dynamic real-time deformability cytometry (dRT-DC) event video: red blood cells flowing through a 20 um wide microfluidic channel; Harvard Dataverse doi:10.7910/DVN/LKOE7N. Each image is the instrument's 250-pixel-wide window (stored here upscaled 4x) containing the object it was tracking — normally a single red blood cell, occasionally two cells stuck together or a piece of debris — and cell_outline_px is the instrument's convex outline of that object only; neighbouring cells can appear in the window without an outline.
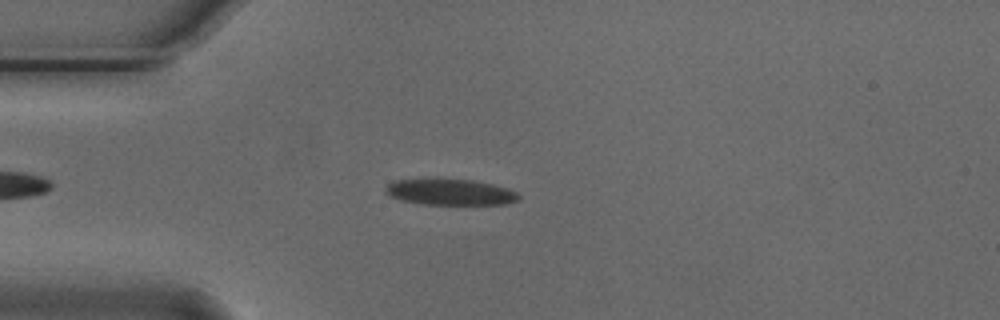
{"species": "Egyptian fruit bat (a non-hibernating species)", "species_latin": "Rousettus aegyptiacus", "temperature_condition": "cold", "stored_images_in_passage": 49, "camera_frame_rate_fps": 3000, "um_per_image_px": 0.085, "animal": {"sex": "male"}, "frame": {"image": 1, "passage_image": 9, "time_ms": 2.667, "image_size_px": [1000, 320], "cell_outline_px": [[520, 200], [508, 204], [420, 204], [400, 200], [388, 196], [384, 192], [384, 188], [392, 180], [436, 176], [472, 180], [492, 184], [508, 188], [516, 192], [520, 196]], "centroid_in_image_um": [38.18, 16.28], "position_along_channel_um": 46.8, "area_um2": 21.27}}
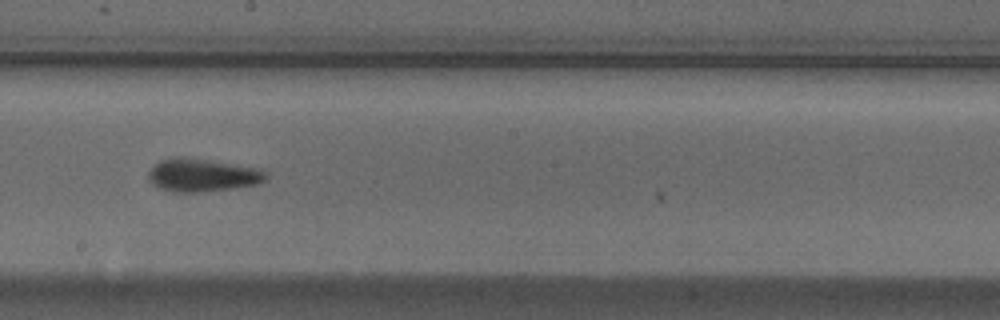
{"frame": {"image": 2, "passage_image": 25, "time_ms": 8.0, "image_size_px": [1000, 320], "cell_outline_px": [[268, 180], [256, 184], [236, 188], [200, 192], [172, 192], [160, 188], [152, 184], [148, 180], [148, 172], [160, 160], [176, 156], [184, 156], [260, 168], [268, 172]], "centroid_in_image_um": [17.23, 14.88], "position_along_channel_um": 231.0, "area_um2": 22.95}}
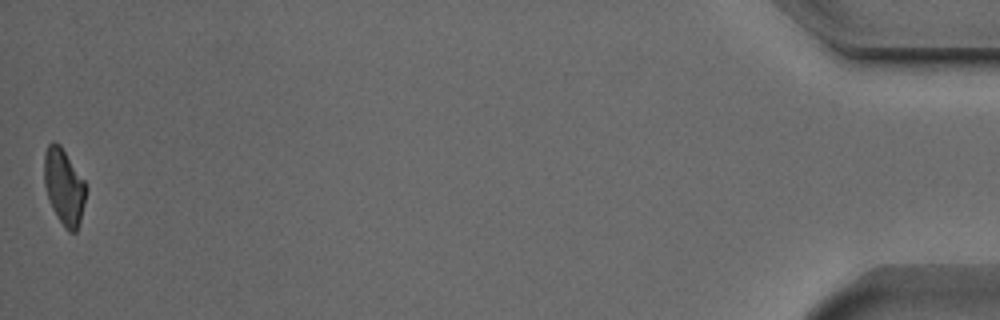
{"frame": {"image": 3, "passage_image": 49, "time_ms": 16.0, "image_size_px": [1000, 320], "cell_outline_px": [[88, 188], [80, 224], [76, 232], [68, 232], [64, 228], [52, 208], [44, 184], [44, 152], [48, 144], [52, 140], [60, 144], [84, 180]], "centroid_in_image_um": [5.45, 15.88], "position_along_channel_um": 429.7, "area_um2": 18.79}, "authors_computed_cell_mechanics": {"area_um2": 20.519, "velocity_mm_per_s": 3.7405, "shape_relaxation_time_tau1_ms": 3.318, "shape_relaxation_time_tau2_ms": 3.4725, "deformation_change_tau1": 0.133, "deformation_change_tau2": 0.1072}}